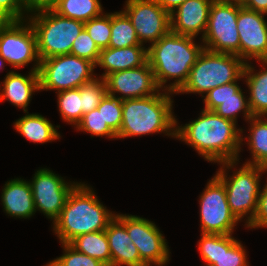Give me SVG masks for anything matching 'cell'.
<instances>
[{
  "instance_id": "obj_22",
  "label": "cell",
  "mask_w": 267,
  "mask_h": 266,
  "mask_svg": "<svg viewBox=\"0 0 267 266\" xmlns=\"http://www.w3.org/2000/svg\"><path fill=\"white\" fill-rule=\"evenodd\" d=\"M4 211L12 217L30 218L35 214L31 185L24 179H13L6 182L2 189Z\"/></svg>"
},
{
  "instance_id": "obj_35",
  "label": "cell",
  "mask_w": 267,
  "mask_h": 266,
  "mask_svg": "<svg viewBox=\"0 0 267 266\" xmlns=\"http://www.w3.org/2000/svg\"><path fill=\"white\" fill-rule=\"evenodd\" d=\"M102 117L104 123L117 135L122 125V100L106 94L102 99Z\"/></svg>"
},
{
  "instance_id": "obj_27",
  "label": "cell",
  "mask_w": 267,
  "mask_h": 266,
  "mask_svg": "<svg viewBox=\"0 0 267 266\" xmlns=\"http://www.w3.org/2000/svg\"><path fill=\"white\" fill-rule=\"evenodd\" d=\"M50 7L61 16L83 23L103 13L99 0H55Z\"/></svg>"
},
{
  "instance_id": "obj_33",
  "label": "cell",
  "mask_w": 267,
  "mask_h": 266,
  "mask_svg": "<svg viewBox=\"0 0 267 266\" xmlns=\"http://www.w3.org/2000/svg\"><path fill=\"white\" fill-rule=\"evenodd\" d=\"M84 29L100 50L108 48L111 38V13L101 14L84 23Z\"/></svg>"
},
{
  "instance_id": "obj_23",
  "label": "cell",
  "mask_w": 267,
  "mask_h": 266,
  "mask_svg": "<svg viewBox=\"0 0 267 266\" xmlns=\"http://www.w3.org/2000/svg\"><path fill=\"white\" fill-rule=\"evenodd\" d=\"M2 86L0 101L8 100L26 113L33 92L40 90L39 73L31 70L26 77L11 71L6 74Z\"/></svg>"
},
{
  "instance_id": "obj_31",
  "label": "cell",
  "mask_w": 267,
  "mask_h": 266,
  "mask_svg": "<svg viewBox=\"0 0 267 266\" xmlns=\"http://www.w3.org/2000/svg\"><path fill=\"white\" fill-rule=\"evenodd\" d=\"M76 126L77 130L91 133L92 136H107L111 139L117 138V135L104 123L102 117V100L96 109L83 114L81 121Z\"/></svg>"
},
{
  "instance_id": "obj_8",
  "label": "cell",
  "mask_w": 267,
  "mask_h": 266,
  "mask_svg": "<svg viewBox=\"0 0 267 266\" xmlns=\"http://www.w3.org/2000/svg\"><path fill=\"white\" fill-rule=\"evenodd\" d=\"M96 66L89 60L71 54L40 60V90H69L93 81Z\"/></svg>"
},
{
  "instance_id": "obj_17",
  "label": "cell",
  "mask_w": 267,
  "mask_h": 266,
  "mask_svg": "<svg viewBox=\"0 0 267 266\" xmlns=\"http://www.w3.org/2000/svg\"><path fill=\"white\" fill-rule=\"evenodd\" d=\"M200 256L206 266H249L246 250L232 234L201 233Z\"/></svg>"
},
{
  "instance_id": "obj_11",
  "label": "cell",
  "mask_w": 267,
  "mask_h": 266,
  "mask_svg": "<svg viewBox=\"0 0 267 266\" xmlns=\"http://www.w3.org/2000/svg\"><path fill=\"white\" fill-rule=\"evenodd\" d=\"M201 233L232 234L238 219L228 205L224 184L216 177L200 196Z\"/></svg>"
},
{
  "instance_id": "obj_1",
  "label": "cell",
  "mask_w": 267,
  "mask_h": 266,
  "mask_svg": "<svg viewBox=\"0 0 267 266\" xmlns=\"http://www.w3.org/2000/svg\"><path fill=\"white\" fill-rule=\"evenodd\" d=\"M242 131L234 121L204 109L198 119L183 127L176 120L175 137L191 145L205 160L222 163L238 161Z\"/></svg>"
},
{
  "instance_id": "obj_39",
  "label": "cell",
  "mask_w": 267,
  "mask_h": 266,
  "mask_svg": "<svg viewBox=\"0 0 267 266\" xmlns=\"http://www.w3.org/2000/svg\"><path fill=\"white\" fill-rule=\"evenodd\" d=\"M242 6L252 11L267 14V0H245Z\"/></svg>"
},
{
  "instance_id": "obj_5",
  "label": "cell",
  "mask_w": 267,
  "mask_h": 266,
  "mask_svg": "<svg viewBox=\"0 0 267 266\" xmlns=\"http://www.w3.org/2000/svg\"><path fill=\"white\" fill-rule=\"evenodd\" d=\"M36 11L38 13H36ZM29 22L35 32L39 59L70 54L84 23L56 13L50 6L32 9Z\"/></svg>"
},
{
  "instance_id": "obj_9",
  "label": "cell",
  "mask_w": 267,
  "mask_h": 266,
  "mask_svg": "<svg viewBox=\"0 0 267 266\" xmlns=\"http://www.w3.org/2000/svg\"><path fill=\"white\" fill-rule=\"evenodd\" d=\"M238 12L239 4L213 1L209 11L207 29L202 38L205 49L237 55L240 58Z\"/></svg>"
},
{
  "instance_id": "obj_25",
  "label": "cell",
  "mask_w": 267,
  "mask_h": 266,
  "mask_svg": "<svg viewBox=\"0 0 267 266\" xmlns=\"http://www.w3.org/2000/svg\"><path fill=\"white\" fill-rule=\"evenodd\" d=\"M27 114L14 123L16 131L29 141L46 143L60 138L55 126L39 114Z\"/></svg>"
},
{
  "instance_id": "obj_19",
  "label": "cell",
  "mask_w": 267,
  "mask_h": 266,
  "mask_svg": "<svg viewBox=\"0 0 267 266\" xmlns=\"http://www.w3.org/2000/svg\"><path fill=\"white\" fill-rule=\"evenodd\" d=\"M213 0H187L170 13V29L172 32L196 37L206 32L210 7ZM177 10V11H176Z\"/></svg>"
},
{
  "instance_id": "obj_7",
  "label": "cell",
  "mask_w": 267,
  "mask_h": 266,
  "mask_svg": "<svg viewBox=\"0 0 267 266\" xmlns=\"http://www.w3.org/2000/svg\"><path fill=\"white\" fill-rule=\"evenodd\" d=\"M236 162L219 163L222 167L215 176L225 186L228 205L235 217L240 221L244 216L250 214L246 219L247 227L256 215L261 189L259 180L262 173L266 172L267 169L256 165L243 164L242 168L233 172L234 175L227 177V169L234 168Z\"/></svg>"
},
{
  "instance_id": "obj_21",
  "label": "cell",
  "mask_w": 267,
  "mask_h": 266,
  "mask_svg": "<svg viewBox=\"0 0 267 266\" xmlns=\"http://www.w3.org/2000/svg\"><path fill=\"white\" fill-rule=\"evenodd\" d=\"M148 61L147 48L136 45L124 48H105L100 51L95 66H100L106 72L101 78L105 79L109 74L134 69L144 65Z\"/></svg>"
},
{
  "instance_id": "obj_38",
  "label": "cell",
  "mask_w": 267,
  "mask_h": 266,
  "mask_svg": "<svg viewBox=\"0 0 267 266\" xmlns=\"http://www.w3.org/2000/svg\"><path fill=\"white\" fill-rule=\"evenodd\" d=\"M267 227V184L260 190L258 208L253 221L247 228Z\"/></svg>"
},
{
  "instance_id": "obj_36",
  "label": "cell",
  "mask_w": 267,
  "mask_h": 266,
  "mask_svg": "<svg viewBox=\"0 0 267 266\" xmlns=\"http://www.w3.org/2000/svg\"><path fill=\"white\" fill-rule=\"evenodd\" d=\"M100 51L101 50L98 48L96 43L90 37L88 32L85 29H83L74 40L70 54L89 60L94 65H96Z\"/></svg>"
},
{
  "instance_id": "obj_4",
  "label": "cell",
  "mask_w": 267,
  "mask_h": 266,
  "mask_svg": "<svg viewBox=\"0 0 267 266\" xmlns=\"http://www.w3.org/2000/svg\"><path fill=\"white\" fill-rule=\"evenodd\" d=\"M152 96L122 100V125L117 138L166 132L175 138L176 118L172 112L171 92L162 90Z\"/></svg>"
},
{
  "instance_id": "obj_18",
  "label": "cell",
  "mask_w": 267,
  "mask_h": 266,
  "mask_svg": "<svg viewBox=\"0 0 267 266\" xmlns=\"http://www.w3.org/2000/svg\"><path fill=\"white\" fill-rule=\"evenodd\" d=\"M206 110L214 111L219 116L237 122V114L244 111L245 120L253 117L248 99L244 96L237 81L213 88L204 98Z\"/></svg>"
},
{
  "instance_id": "obj_30",
  "label": "cell",
  "mask_w": 267,
  "mask_h": 266,
  "mask_svg": "<svg viewBox=\"0 0 267 266\" xmlns=\"http://www.w3.org/2000/svg\"><path fill=\"white\" fill-rule=\"evenodd\" d=\"M58 108L64 121L77 125L82 119L80 87L57 92Z\"/></svg>"
},
{
  "instance_id": "obj_34",
  "label": "cell",
  "mask_w": 267,
  "mask_h": 266,
  "mask_svg": "<svg viewBox=\"0 0 267 266\" xmlns=\"http://www.w3.org/2000/svg\"><path fill=\"white\" fill-rule=\"evenodd\" d=\"M64 254L46 266H106L100 260L75 250L70 244L62 243Z\"/></svg>"
},
{
  "instance_id": "obj_16",
  "label": "cell",
  "mask_w": 267,
  "mask_h": 266,
  "mask_svg": "<svg viewBox=\"0 0 267 266\" xmlns=\"http://www.w3.org/2000/svg\"><path fill=\"white\" fill-rule=\"evenodd\" d=\"M263 13L239 4L237 29L240 39V58L246 63L251 58L267 61V22Z\"/></svg>"
},
{
  "instance_id": "obj_3",
  "label": "cell",
  "mask_w": 267,
  "mask_h": 266,
  "mask_svg": "<svg viewBox=\"0 0 267 266\" xmlns=\"http://www.w3.org/2000/svg\"><path fill=\"white\" fill-rule=\"evenodd\" d=\"M115 217L95 196L86 184L77 183L70 191L64 208L53 222L54 233L61 243L69 244L74 238L105 230Z\"/></svg>"
},
{
  "instance_id": "obj_40",
  "label": "cell",
  "mask_w": 267,
  "mask_h": 266,
  "mask_svg": "<svg viewBox=\"0 0 267 266\" xmlns=\"http://www.w3.org/2000/svg\"><path fill=\"white\" fill-rule=\"evenodd\" d=\"M186 1L187 0H157V2L162 6V8L169 14Z\"/></svg>"
},
{
  "instance_id": "obj_28",
  "label": "cell",
  "mask_w": 267,
  "mask_h": 266,
  "mask_svg": "<svg viewBox=\"0 0 267 266\" xmlns=\"http://www.w3.org/2000/svg\"><path fill=\"white\" fill-rule=\"evenodd\" d=\"M249 122L251 128L247 141L253 159L245 164L267 169V120H263V116H253Z\"/></svg>"
},
{
  "instance_id": "obj_29",
  "label": "cell",
  "mask_w": 267,
  "mask_h": 266,
  "mask_svg": "<svg viewBox=\"0 0 267 266\" xmlns=\"http://www.w3.org/2000/svg\"><path fill=\"white\" fill-rule=\"evenodd\" d=\"M140 43L131 20L123 12L111 13V38L108 47L124 48Z\"/></svg>"
},
{
  "instance_id": "obj_15",
  "label": "cell",
  "mask_w": 267,
  "mask_h": 266,
  "mask_svg": "<svg viewBox=\"0 0 267 266\" xmlns=\"http://www.w3.org/2000/svg\"><path fill=\"white\" fill-rule=\"evenodd\" d=\"M107 94L121 93L120 100L138 99L155 95L160 91L154 78V72L147 61L144 65L109 74L105 78Z\"/></svg>"
},
{
  "instance_id": "obj_6",
  "label": "cell",
  "mask_w": 267,
  "mask_h": 266,
  "mask_svg": "<svg viewBox=\"0 0 267 266\" xmlns=\"http://www.w3.org/2000/svg\"><path fill=\"white\" fill-rule=\"evenodd\" d=\"M246 62L237 55L203 49L192 66L188 79L176 93H207L215 87L244 78Z\"/></svg>"
},
{
  "instance_id": "obj_14",
  "label": "cell",
  "mask_w": 267,
  "mask_h": 266,
  "mask_svg": "<svg viewBox=\"0 0 267 266\" xmlns=\"http://www.w3.org/2000/svg\"><path fill=\"white\" fill-rule=\"evenodd\" d=\"M29 183L35 210L44 213L53 222L59 217L70 191L77 184L65 182L62 177L47 168L37 170Z\"/></svg>"
},
{
  "instance_id": "obj_43",
  "label": "cell",
  "mask_w": 267,
  "mask_h": 266,
  "mask_svg": "<svg viewBox=\"0 0 267 266\" xmlns=\"http://www.w3.org/2000/svg\"><path fill=\"white\" fill-rule=\"evenodd\" d=\"M6 63V60L0 55V69L3 67V65Z\"/></svg>"
},
{
  "instance_id": "obj_41",
  "label": "cell",
  "mask_w": 267,
  "mask_h": 266,
  "mask_svg": "<svg viewBox=\"0 0 267 266\" xmlns=\"http://www.w3.org/2000/svg\"><path fill=\"white\" fill-rule=\"evenodd\" d=\"M27 6L32 10L39 7L50 6L55 0H25Z\"/></svg>"
},
{
  "instance_id": "obj_12",
  "label": "cell",
  "mask_w": 267,
  "mask_h": 266,
  "mask_svg": "<svg viewBox=\"0 0 267 266\" xmlns=\"http://www.w3.org/2000/svg\"><path fill=\"white\" fill-rule=\"evenodd\" d=\"M126 227L129 237L138 248L140 259L146 265L165 266L169 249L163 234L151 221L126 214L115 215Z\"/></svg>"
},
{
  "instance_id": "obj_32",
  "label": "cell",
  "mask_w": 267,
  "mask_h": 266,
  "mask_svg": "<svg viewBox=\"0 0 267 266\" xmlns=\"http://www.w3.org/2000/svg\"><path fill=\"white\" fill-rule=\"evenodd\" d=\"M107 94V84L103 78H95L93 81L80 87V96L82 97V117L83 114L96 109L101 100Z\"/></svg>"
},
{
  "instance_id": "obj_42",
  "label": "cell",
  "mask_w": 267,
  "mask_h": 266,
  "mask_svg": "<svg viewBox=\"0 0 267 266\" xmlns=\"http://www.w3.org/2000/svg\"><path fill=\"white\" fill-rule=\"evenodd\" d=\"M213 1L221 3H236L242 5L245 0H213Z\"/></svg>"
},
{
  "instance_id": "obj_10",
  "label": "cell",
  "mask_w": 267,
  "mask_h": 266,
  "mask_svg": "<svg viewBox=\"0 0 267 266\" xmlns=\"http://www.w3.org/2000/svg\"><path fill=\"white\" fill-rule=\"evenodd\" d=\"M23 22L25 21H0V55L14 68L36 61L32 70L38 72L40 59L35 32L29 22L28 25Z\"/></svg>"
},
{
  "instance_id": "obj_2",
  "label": "cell",
  "mask_w": 267,
  "mask_h": 266,
  "mask_svg": "<svg viewBox=\"0 0 267 266\" xmlns=\"http://www.w3.org/2000/svg\"><path fill=\"white\" fill-rule=\"evenodd\" d=\"M193 39L170 30L147 48L148 62L159 89L166 88V91L174 94L186 83L192 66L204 49L202 45L195 44ZM173 78H176L174 83L164 86Z\"/></svg>"
},
{
  "instance_id": "obj_24",
  "label": "cell",
  "mask_w": 267,
  "mask_h": 266,
  "mask_svg": "<svg viewBox=\"0 0 267 266\" xmlns=\"http://www.w3.org/2000/svg\"><path fill=\"white\" fill-rule=\"evenodd\" d=\"M246 63L243 76L248 85L250 96L248 99L249 108L253 116L267 115V68L263 67L258 73L253 72L254 68ZM267 66V61H261ZM255 73V74H253Z\"/></svg>"
},
{
  "instance_id": "obj_37",
  "label": "cell",
  "mask_w": 267,
  "mask_h": 266,
  "mask_svg": "<svg viewBox=\"0 0 267 266\" xmlns=\"http://www.w3.org/2000/svg\"><path fill=\"white\" fill-rule=\"evenodd\" d=\"M31 12L25 0H0V21H22L23 15Z\"/></svg>"
},
{
  "instance_id": "obj_13",
  "label": "cell",
  "mask_w": 267,
  "mask_h": 266,
  "mask_svg": "<svg viewBox=\"0 0 267 266\" xmlns=\"http://www.w3.org/2000/svg\"><path fill=\"white\" fill-rule=\"evenodd\" d=\"M131 20L141 44L157 42L170 29V14L157 0H127L123 11Z\"/></svg>"
},
{
  "instance_id": "obj_20",
  "label": "cell",
  "mask_w": 267,
  "mask_h": 266,
  "mask_svg": "<svg viewBox=\"0 0 267 266\" xmlns=\"http://www.w3.org/2000/svg\"><path fill=\"white\" fill-rule=\"evenodd\" d=\"M111 253V266H146L125 225L115 216L105 229Z\"/></svg>"
},
{
  "instance_id": "obj_26",
  "label": "cell",
  "mask_w": 267,
  "mask_h": 266,
  "mask_svg": "<svg viewBox=\"0 0 267 266\" xmlns=\"http://www.w3.org/2000/svg\"><path fill=\"white\" fill-rule=\"evenodd\" d=\"M69 244L75 250L100 260L106 266H111V253L105 230L80 235Z\"/></svg>"
}]
</instances>
